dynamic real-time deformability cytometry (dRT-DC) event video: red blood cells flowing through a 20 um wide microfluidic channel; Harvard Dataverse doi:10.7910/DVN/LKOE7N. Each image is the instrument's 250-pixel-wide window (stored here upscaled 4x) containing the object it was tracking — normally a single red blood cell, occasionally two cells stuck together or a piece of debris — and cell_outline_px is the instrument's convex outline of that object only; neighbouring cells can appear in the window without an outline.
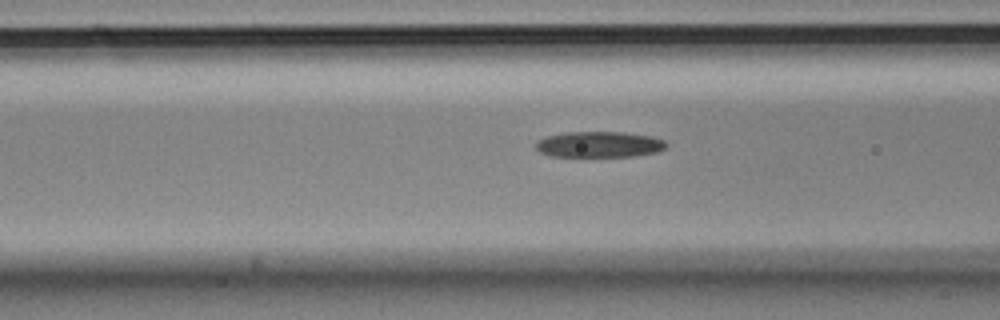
{"species": "Egyptian fruit bat (a non-hibernating species)", "species_latin": "Rousettus aegyptiacus", "temperature_condition": "cold", "stored_images_in_passage": 16, "camera_frame_rate_fps": 3000, "um_per_image_px": 0.085, "animal": {"sex": "male"}, "frame": {"image": 1, "passage_image": 14, "time_ms": 4.333, "image_size_px": [1000, 320], "cell_outline_px": [[668, 144], [664, 148], [656, 152], [636, 156], [548, 156], [540, 152], [536, 148], [536, 144], [540, 140], [548, 136], [564, 132], [620, 132], [652, 136], [664, 140]], "centroid_in_image_um": [50.95, 12.28], "position_along_channel_um": 115.7, "area_um2": 19.54}}